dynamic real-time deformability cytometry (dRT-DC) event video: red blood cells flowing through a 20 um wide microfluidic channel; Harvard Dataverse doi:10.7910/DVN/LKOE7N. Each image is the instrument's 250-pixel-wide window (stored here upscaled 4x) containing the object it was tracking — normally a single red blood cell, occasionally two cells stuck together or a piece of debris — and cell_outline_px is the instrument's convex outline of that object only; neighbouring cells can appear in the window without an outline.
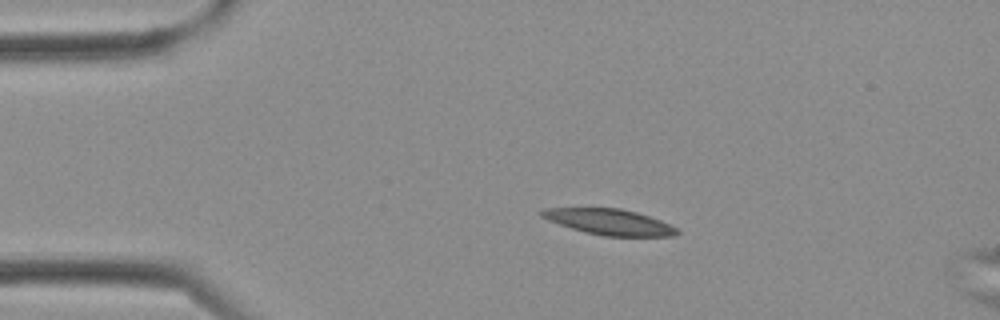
{"species": "Egyptian fruit bat (a non-hibernating species)", "species_latin": "Rousettus aegyptiacus", "temperature_condition": "cold", "stored_images_in_passage": 3, "camera_frame_rate_fps": 3000, "um_per_image_px": 0.085, "frame": {"image": 1, "passage_image": 2, "time_ms": 0.333, "image_size_px": [1000, 320], "cell_outline_px": [[680, 232], [676, 236], [604, 236], [584, 232], [548, 220], [540, 216], [536, 212], [544, 208], [620, 208], [636, 212], [660, 220], [676, 228]], "centroid_in_image_um": [51.76, 18.86], "position_along_channel_um": 33.2, "area_um2": 20.29}}